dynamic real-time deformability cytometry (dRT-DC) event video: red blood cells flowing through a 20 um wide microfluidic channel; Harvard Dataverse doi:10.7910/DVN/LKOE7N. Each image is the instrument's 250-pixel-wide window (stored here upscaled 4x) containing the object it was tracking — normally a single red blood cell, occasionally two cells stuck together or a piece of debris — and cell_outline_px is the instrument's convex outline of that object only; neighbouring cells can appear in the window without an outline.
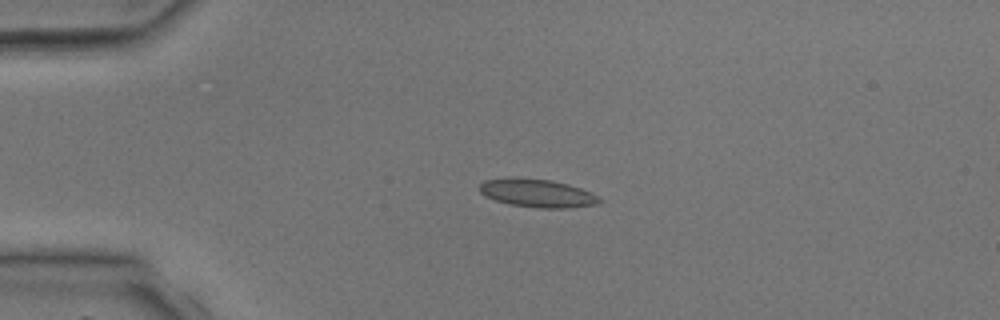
{"species": "common noctule bat (a hibernating species)", "species_latin": "Nyctalus noctula", "temperature_condition": "room temperature", "stored_images_in_passage": 4, "camera_frame_rate_fps": 3000, "um_per_image_px": 0.085, "animal": {"sex": "male", "body_mass_g": 17.9, "forearm_length_mm": 54.2}, "frame": {"image": 1, "passage_image": 2, "time_ms": 1.333, "image_size_px": [1000, 320], "cell_outline_px": [[604, 200], [596, 204], [568, 208], [540, 208], [508, 204], [484, 196], [480, 192], [480, 184], [484, 180], [508, 176], [516, 176], [552, 180], [568, 184], [592, 192]], "centroid_in_image_um": [45.65, 16.39], "position_along_channel_um": 39.4, "area_um2": 20.11}}